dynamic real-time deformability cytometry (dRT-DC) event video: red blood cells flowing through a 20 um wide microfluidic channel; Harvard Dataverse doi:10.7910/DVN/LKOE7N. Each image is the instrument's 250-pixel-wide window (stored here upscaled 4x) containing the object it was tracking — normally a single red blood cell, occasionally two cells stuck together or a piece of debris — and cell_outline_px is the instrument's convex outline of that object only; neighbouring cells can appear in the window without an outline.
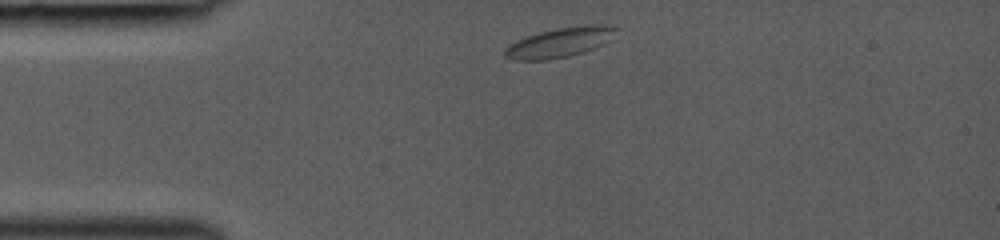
{"species": "common noctule bat (a hibernating species)", "species_latin": "Nyctalus noctula", "temperature_condition": "room temperature", "stored_images_in_passage": 31, "camera_frame_rate_fps": 3000, "um_per_image_px": 0.085, "animal": {"sex": "female", "body_mass_g": 19.0, "forearm_length_mm": 53.3}, "frame": {"image": 1, "passage_image": 1, "time_ms": 0.0, "image_size_px": [1000, 240], "cell_outline_px": [[620, 28], [604, 44], [596, 48], [584, 52], [568, 56], [548, 60], [512, 60], [504, 56], [504, 48], [508, 44], [516, 40], [540, 32], [560, 28], [596, 24], [612, 24]], "centroid_in_image_um": [47.6, 3.61], "position_along_channel_um": 37.4, "area_um2": 19.36}}
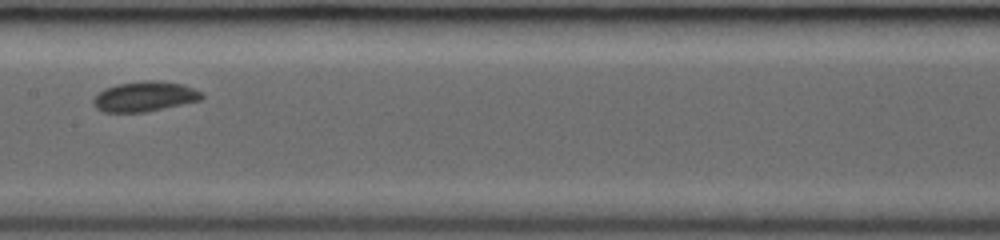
{"frame": {"image": 2, "passage_image": 14, "time_ms": 4.333, "image_size_px": [1000, 240], "cell_outline_px": [[204, 96], [200, 100], [148, 112], [104, 112], [96, 108], [92, 104], [92, 100], [104, 88], [120, 84], [144, 80], [156, 80], [184, 84], [204, 92]], "centroid_in_image_um": [12.33, 8.2], "position_along_channel_um": 195.1, "area_um2": 19.13}}
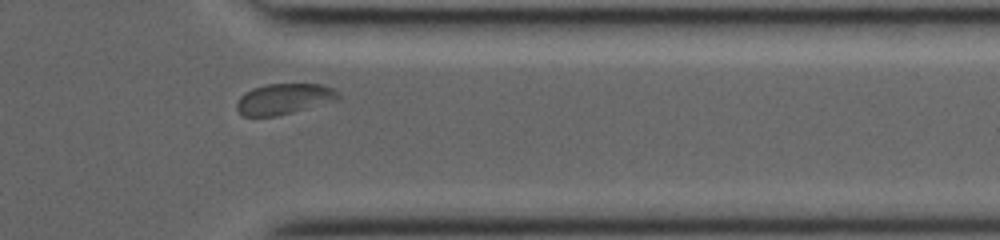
{"frame": {"image": 3, "passage_image": 27, "time_ms": 8.667, "image_size_px": [1000, 240], "cell_outline_px": [[340, 96], [336, 100], [292, 112], [276, 116], [244, 116], [236, 108], [236, 104], [240, 96], [252, 88], [268, 84], [324, 84], [340, 92]], "centroid_in_image_um": [24.14, 8.4], "position_along_channel_um": 387.3, "area_um2": 18.03}}